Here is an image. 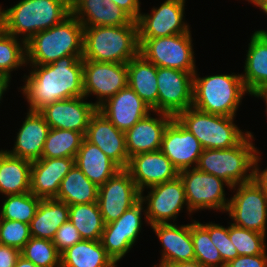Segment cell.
I'll return each mask as SVG.
<instances>
[{"instance_id":"d590c367","label":"cell","mask_w":267,"mask_h":267,"mask_svg":"<svg viewBox=\"0 0 267 267\" xmlns=\"http://www.w3.org/2000/svg\"><path fill=\"white\" fill-rule=\"evenodd\" d=\"M5 197L2 208H0V219L20 221L26 224H30L42 200L31 192Z\"/></svg>"},{"instance_id":"cb8c5ba5","label":"cell","mask_w":267,"mask_h":267,"mask_svg":"<svg viewBox=\"0 0 267 267\" xmlns=\"http://www.w3.org/2000/svg\"><path fill=\"white\" fill-rule=\"evenodd\" d=\"M75 158H40L32 162L30 192L40 197L55 198L65 175L74 167Z\"/></svg>"},{"instance_id":"9a60e30c","label":"cell","mask_w":267,"mask_h":267,"mask_svg":"<svg viewBox=\"0 0 267 267\" xmlns=\"http://www.w3.org/2000/svg\"><path fill=\"white\" fill-rule=\"evenodd\" d=\"M186 0H165L158 8H152L151 14L140 13L137 22L138 39L173 36L191 32L184 22Z\"/></svg>"},{"instance_id":"11a10c76","label":"cell","mask_w":267,"mask_h":267,"mask_svg":"<svg viewBox=\"0 0 267 267\" xmlns=\"http://www.w3.org/2000/svg\"><path fill=\"white\" fill-rule=\"evenodd\" d=\"M262 0H248V2H251L255 6H257Z\"/></svg>"},{"instance_id":"d6986e66","label":"cell","mask_w":267,"mask_h":267,"mask_svg":"<svg viewBox=\"0 0 267 267\" xmlns=\"http://www.w3.org/2000/svg\"><path fill=\"white\" fill-rule=\"evenodd\" d=\"M160 150L180 172L196 167L204 149L199 140L173 118L165 128Z\"/></svg>"},{"instance_id":"5bb4252c","label":"cell","mask_w":267,"mask_h":267,"mask_svg":"<svg viewBox=\"0 0 267 267\" xmlns=\"http://www.w3.org/2000/svg\"><path fill=\"white\" fill-rule=\"evenodd\" d=\"M193 75L179 69L157 67L158 112L175 118L192 106Z\"/></svg>"},{"instance_id":"ffe728a7","label":"cell","mask_w":267,"mask_h":267,"mask_svg":"<svg viewBox=\"0 0 267 267\" xmlns=\"http://www.w3.org/2000/svg\"><path fill=\"white\" fill-rule=\"evenodd\" d=\"M98 110L123 132L153 112L129 85L104 102Z\"/></svg>"},{"instance_id":"d4e9b609","label":"cell","mask_w":267,"mask_h":267,"mask_svg":"<svg viewBox=\"0 0 267 267\" xmlns=\"http://www.w3.org/2000/svg\"><path fill=\"white\" fill-rule=\"evenodd\" d=\"M49 125L39 111H29L19 128L13 149L5 150L9 155L37 161L41 158L49 132Z\"/></svg>"},{"instance_id":"ba28073f","label":"cell","mask_w":267,"mask_h":267,"mask_svg":"<svg viewBox=\"0 0 267 267\" xmlns=\"http://www.w3.org/2000/svg\"><path fill=\"white\" fill-rule=\"evenodd\" d=\"M139 54L156 67L196 72L191 32L139 39Z\"/></svg>"},{"instance_id":"83f0119b","label":"cell","mask_w":267,"mask_h":267,"mask_svg":"<svg viewBox=\"0 0 267 267\" xmlns=\"http://www.w3.org/2000/svg\"><path fill=\"white\" fill-rule=\"evenodd\" d=\"M75 165L98 187L121 170L98 146L85 138L75 156Z\"/></svg>"},{"instance_id":"7a4b0ae2","label":"cell","mask_w":267,"mask_h":267,"mask_svg":"<svg viewBox=\"0 0 267 267\" xmlns=\"http://www.w3.org/2000/svg\"><path fill=\"white\" fill-rule=\"evenodd\" d=\"M71 14L70 0H20L3 9L4 31L25 43Z\"/></svg>"},{"instance_id":"74e56055","label":"cell","mask_w":267,"mask_h":267,"mask_svg":"<svg viewBox=\"0 0 267 267\" xmlns=\"http://www.w3.org/2000/svg\"><path fill=\"white\" fill-rule=\"evenodd\" d=\"M195 260L207 267H225L220 252L212 243L209 232L196 220L191 223Z\"/></svg>"},{"instance_id":"ee69618b","label":"cell","mask_w":267,"mask_h":267,"mask_svg":"<svg viewBox=\"0 0 267 267\" xmlns=\"http://www.w3.org/2000/svg\"><path fill=\"white\" fill-rule=\"evenodd\" d=\"M225 267H267L266 250L259 255H242L229 261Z\"/></svg>"},{"instance_id":"30bf717a","label":"cell","mask_w":267,"mask_h":267,"mask_svg":"<svg viewBox=\"0 0 267 267\" xmlns=\"http://www.w3.org/2000/svg\"><path fill=\"white\" fill-rule=\"evenodd\" d=\"M185 188L188 210L192 213L201 210L226 212L230 199L225 197V187H231L223 179L204 173L197 167L179 172Z\"/></svg>"},{"instance_id":"b9f144b4","label":"cell","mask_w":267,"mask_h":267,"mask_svg":"<svg viewBox=\"0 0 267 267\" xmlns=\"http://www.w3.org/2000/svg\"><path fill=\"white\" fill-rule=\"evenodd\" d=\"M199 223L209 232L211 241L217 247L225 264L239 256L235 246L229 238V226L224 227L212 222L205 224L201 222Z\"/></svg>"},{"instance_id":"ac0fdd59","label":"cell","mask_w":267,"mask_h":267,"mask_svg":"<svg viewBox=\"0 0 267 267\" xmlns=\"http://www.w3.org/2000/svg\"><path fill=\"white\" fill-rule=\"evenodd\" d=\"M85 100L82 96L56 101L39 112L50 128L73 130L85 136L90 119L98 109L93 102Z\"/></svg>"},{"instance_id":"bcb514c9","label":"cell","mask_w":267,"mask_h":267,"mask_svg":"<svg viewBox=\"0 0 267 267\" xmlns=\"http://www.w3.org/2000/svg\"><path fill=\"white\" fill-rule=\"evenodd\" d=\"M111 2L123 9L135 21L141 13L140 0H111Z\"/></svg>"},{"instance_id":"6da1fadb","label":"cell","mask_w":267,"mask_h":267,"mask_svg":"<svg viewBox=\"0 0 267 267\" xmlns=\"http://www.w3.org/2000/svg\"><path fill=\"white\" fill-rule=\"evenodd\" d=\"M83 55H68L48 65H30L20 89L29 111H40L60 100L84 96Z\"/></svg>"},{"instance_id":"836d02e7","label":"cell","mask_w":267,"mask_h":267,"mask_svg":"<svg viewBox=\"0 0 267 267\" xmlns=\"http://www.w3.org/2000/svg\"><path fill=\"white\" fill-rule=\"evenodd\" d=\"M69 220L82 239H101L105 224L97 202L69 205Z\"/></svg>"},{"instance_id":"7402d4cb","label":"cell","mask_w":267,"mask_h":267,"mask_svg":"<svg viewBox=\"0 0 267 267\" xmlns=\"http://www.w3.org/2000/svg\"><path fill=\"white\" fill-rule=\"evenodd\" d=\"M177 223H159L151 226L162 244V254L159 265H166L195 260V251L191 237V223L176 225Z\"/></svg>"},{"instance_id":"484cf974","label":"cell","mask_w":267,"mask_h":267,"mask_svg":"<svg viewBox=\"0 0 267 267\" xmlns=\"http://www.w3.org/2000/svg\"><path fill=\"white\" fill-rule=\"evenodd\" d=\"M71 13L84 27L122 26L133 20L111 0H71Z\"/></svg>"},{"instance_id":"e575fe53","label":"cell","mask_w":267,"mask_h":267,"mask_svg":"<svg viewBox=\"0 0 267 267\" xmlns=\"http://www.w3.org/2000/svg\"><path fill=\"white\" fill-rule=\"evenodd\" d=\"M83 139L80 132L50 128L41 158H75Z\"/></svg>"},{"instance_id":"8d00e7d4","label":"cell","mask_w":267,"mask_h":267,"mask_svg":"<svg viewBox=\"0 0 267 267\" xmlns=\"http://www.w3.org/2000/svg\"><path fill=\"white\" fill-rule=\"evenodd\" d=\"M5 32L0 33V75L11 78V72L26 63V43Z\"/></svg>"},{"instance_id":"7bdbcfd3","label":"cell","mask_w":267,"mask_h":267,"mask_svg":"<svg viewBox=\"0 0 267 267\" xmlns=\"http://www.w3.org/2000/svg\"><path fill=\"white\" fill-rule=\"evenodd\" d=\"M82 238L77 228L72 224L70 220L63 223L56 231L55 237L52 240L53 244L57 248V251L61 254L69 247L81 241Z\"/></svg>"},{"instance_id":"4316f807","label":"cell","mask_w":267,"mask_h":267,"mask_svg":"<svg viewBox=\"0 0 267 267\" xmlns=\"http://www.w3.org/2000/svg\"><path fill=\"white\" fill-rule=\"evenodd\" d=\"M250 39L245 73H241V77L245 88L253 96L267 88V30H256Z\"/></svg>"},{"instance_id":"1f68e13d","label":"cell","mask_w":267,"mask_h":267,"mask_svg":"<svg viewBox=\"0 0 267 267\" xmlns=\"http://www.w3.org/2000/svg\"><path fill=\"white\" fill-rule=\"evenodd\" d=\"M61 267H117L100 240H84L61 253Z\"/></svg>"},{"instance_id":"3957f363","label":"cell","mask_w":267,"mask_h":267,"mask_svg":"<svg viewBox=\"0 0 267 267\" xmlns=\"http://www.w3.org/2000/svg\"><path fill=\"white\" fill-rule=\"evenodd\" d=\"M137 22L84 27L83 60L127 64L139 54Z\"/></svg>"},{"instance_id":"f546056e","label":"cell","mask_w":267,"mask_h":267,"mask_svg":"<svg viewBox=\"0 0 267 267\" xmlns=\"http://www.w3.org/2000/svg\"><path fill=\"white\" fill-rule=\"evenodd\" d=\"M69 220V205L55 198L42 199L30 222L31 237L53 240L58 228Z\"/></svg>"},{"instance_id":"e0dca14e","label":"cell","mask_w":267,"mask_h":267,"mask_svg":"<svg viewBox=\"0 0 267 267\" xmlns=\"http://www.w3.org/2000/svg\"><path fill=\"white\" fill-rule=\"evenodd\" d=\"M126 170L140 193L145 188L172 181L179 176V171L161 150L130 157Z\"/></svg>"},{"instance_id":"681fc988","label":"cell","mask_w":267,"mask_h":267,"mask_svg":"<svg viewBox=\"0 0 267 267\" xmlns=\"http://www.w3.org/2000/svg\"><path fill=\"white\" fill-rule=\"evenodd\" d=\"M10 79L11 78L9 76L0 75V101L2 100V97L5 93V91H7V89H9L8 87L10 84Z\"/></svg>"},{"instance_id":"7c38bea8","label":"cell","mask_w":267,"mask_h":267,"mask_svg":"<svg viewBox=\"0 0 267 267\" xmlns=\"http://www.w3.org/2000/svg\"><path fill=\"white\" fill-rule=\"evenodd\" d=\"M149 189L147 196L140 193V200L147 205L144 219L148 225L169 223L168 221L171 219L174 222L184 205L187 212L192 215V212L188 210L184 184L179 176L172 181L152 186Z\"/></svg>"},{"instance_id":"4dcf8cb0","label":"cell","mask_w":267,"mask_h":267,"mask_svg":"<svg viewBox=\"0 0 267 267\" xmlns=\"http://www.w3.org/2000/svg\"><path fill=\"white\" fill-rule=\"evenodd\" d=\"M32 162L0 150V193L19 195L30 192Z\"/></svg>"},{"instance_id":"52a82bcc","label":"cell","mask_w":267,"mask_h":267,"mask_svg":"<svg viewBox=\"0 0 267 267\" xmlns=\"http://www.w3.org/2000/svg\"><path fill=\"white\" fill-rule=\"evenodd\" d=\"M235 117L214 115L193 106L175 119L201 143L203 149H227L237 145L250 131L242 132Z\"/></svg>"},{"instance_id":"db71d44e","label":"cell","mask_w":267,"mask_h":267,"mask_svg":"<svg viewBox=\"0 0 267 267\" xmlns=\"http://www.w3.org/2000/svg\"><path fill=\"white\" fill-rule=\"evenodd\" d=\"M4 30L3 10L0 7V33Z\"/></svg>"},{"instance_id":"277c9868","label":"cell","mask_w":267,"mask_h":267,"mask_svg":"<svg viewBox=\"0 0 267 267\" xmlns=\"http://www.w3.org/2000/svg\"><path fill=\"white\" fill-rule=\"evenodd\" d=\"M84 26L71 13L61 23L26 42V63L48 65L68 55H83Z\"/></svg>"},{"instance_id":"44dd1931","label":"cell","mask_w":267,"mask_h":267,"mask_svg":"<svg viewBox=\"0 0 267 267\" xmlns=\"http://www.w3.org/2000/svg\"><path fill=\"white\" fill-rule=\"evenodd\" d=\"M84 138L98 146L121 169H126L129 156L125 132L118 130L98 109L90 119Z\"/></svg>"},{"instance_id":"2e32d148","label":"cell","mask_w":267,"mask_h":267,"mask_svg":"<svg viewBox=\"0 0 267 267\" xmlns=\"http://www.w3.org/2000/svg\"><path fill=\"white\" fill-rule=\"evenodd\" d=\"M140 200V191L126 169L119 170L98 187L97 203L104 224L117 220Z\"/></svg>"},{"instance_id":"f35d334b","label":"cell","mask_w":267,"mask_h":267,"mask_svg":"<svg viewBox=\"0 0 267 267\" xmlns=\"http://www.w3.org/2000/svg\"><path fill=\"white\" fill-rule=\"evenodd\" d=\"M21 256L38 267H61V254L52 240L31 237L21 250Z\"/></svg>"},{"instance_id":"f1b7e54d","label":"cell","mask_w":267,"mask_h":267,"mask_svg":"<svg viewBox=\"0 0 267 267\" xmlns=\"http://www.w3.org/2000/svg\"><path fill=\"white\" fill-rule=\"evenodd\" d=\"M128 85L152 109L158 112L157 67L141 54L127 63Z\"/></svg>"},{"instance_id":"ab89813d","label":"cell","mask_w":267,"mask_h":267,"mask_svg":"<svg viewBox=\"0 0 267 267\" xmlns=\"http://www.w3.org/2000/svg\"><path fill=\"white\" fill-rule=\"evenodd\" d=\"M229 224V238L239 256L259 255L267 250L265 234L236 226L230 222Z\"/></svg>"},{"instance_id":"f5cc1de1","label":"cell","mask_w":267,"mask_h":267,"mask_svg":"<svg viewBox=\"0 0 267 267\" xmlns=\"http://www.w3.org/2000/svg\"><path fill=\"white\" fill-rule=\"evenodd\" d=\"M256 7H259V9L267 14V0H262Z\"/></svg>"},{"instance_id":"d6a6232c","label":"cell","mask_w":267,"mask_h":267,"mask_svg":"<svg viewBox=\"0 0 267 267\" xmlns=\"http://www.w3.org/2000/svg\"><path fill=\"white\" fill-rule=\"evenodd\" d=\"M98 186L91 182L76 166L65 175L55 199L67 205L88 204L97 202Z\"/></svg>"},{"instance_id":"8992f818","label":"cell","mask_w":267,"mask_h":267,"mask_svg":"<svg viewBox=\"0 0 267 267\" xmlns=\"http://www.w3.org/2000/svg\"><path fill=\"white\" fill-rule=\"evenodd\" d=\"M249 132L237 145L227 149H204L197 168L227 182L230 187L253 180L254 160L258 151Z\"/></svg>"},{"instance_id":"9c48e42d","label":"cell","mask_w":267,"mask_h":267,"mask_svg":"<svg viewBox=\"0 0 267 267\" xmlns=\"http://www.w3.org/2000/svg\"><path fill=\"white\" fill-rule=\"evenodd\" d=\"M231 189H237L226 209L232 224L266 235L267 194L254 179Z\"/></svg>"},{"instance_id":"f907efd6","label":"cell","mask_w":267,"mask_h":267,"mask_svg":"<svg viewBox=\"0 0 267 267\" xmlns=\"http://www.w3.org/2000/svg\"><path fill=\"white\" fill-rule=\"evenodd\" d=\"M14 267H38L29 260H26L24 257L20 256L14 265Z\"/></svg>"},{"instance_id":"5b68a950","label":"cell","mask_w":267,"mask_h":267,"mask_svg":"<svg viewBox=\"0 0 267 267\" xmlns=\"http://www.w3.org/2000/svg\"><path fill=\"white\" fill-rule=\"evenodd\" d=\"M245 93L241 74L193 75L192 106L214 115L235 117Z\"/></svg>"},{"instance_id":"816d5d0a","label":"cell","mask_w":267,"mask_h":267,"mask_svg":"<svg viewBox=\"0 0 267 267\" xmlns=\"http://www.w3.org/2000/svg\"><path fill=\"white\" fill-rule=\"evenodd\" d=\"M254 97H260L262 100L264 99L265 101V104H266V115H267V88L266 89H263L259 92H257L255 95H253Z\"/></svg>"},{"instance_id":"7dc6e473","label":"cell","mask_w":267,"mask_h":267,"mask_svg":"<svg viewBox=\"0 0 267 267\" xmlns=\"http://www.w3.org/2000/svg\"><path fill=\"white\" fill-rule=\"evenodd\" d=\"M260 151L258 150L254 160V181L263 189V191L267 194V167L261 171L259 168L258 162H260Z\"/></svg>"},{"instance_id":"60d3db41","label":"cell","mask_w":267,"mask_h":267,"mask_svg":"<svg viewBox=\"0 0 267 267\" xmlns=\"http://www.w3.org/2000/svg\"><path fill=\"white\" fill-rule=\"evenodd\" d=\"M31 239L30 225L14 220L0 219V244L22 250Z\"/></svg>"},{"instance_id":"c3c4849f","label":"cell","mask_w":267,"mask_h":267,"mask_svg":"<svg viewBox=\"0 0 267 267\" xmlns=\"http://www.w3.org/2000/svg\"><path fill=\"white\" fill-rule=\"evenodd\" d=\"M165 267H207V266L203 265L197 260H192V261L169 264V265H166Z\"/></svg>"},{"instance_id":"4fadbf2b","label":"cell","mask_w":267,"mask_h":267,"mask_svg":"<svg viewBox=\"0 0 267 267\" xmlns=\"http://www.w3.org/2000/svg\"><path fill=\"white\" fill-rule=\"evenodd\" d=\"M143 206V202L139 200L117 220L104 226L100 241L116 264L131 250L140 235L142 216H146Z\"/></svg>"},{"instance_id":"f6af8a7d","label":"cell","mask_w":267,"mask_h":267,"mask_svg":"<svg viewBox=\"0 0 267 267\" xmlns=\"http://www.w3.org/2000/svg\"><path fill=\"white\" fill-rule=\"evenodd\" d=\"M20 256V250L0 244V267H14Z\"/></svg>"},{"instance_id":"8fae6325","label":"cell","mask_w":267,"mask_h":267,"mask_svg":"<svg viewBox=\"0 0 267 267\" xmlns=\"http://www.w3.org/2000/svg\"><path fill=\"white\" fill-rule=\"evenodd\" d=\"M127 85V64L83 60L84 97L94 94L97 108Z\"/></svg>"},{"instance_id":"603a6c76","label":"cell","mask_w":267,"mask_h":267,"mask_svg":"<svg viewBox=\"0 0 267 267\" xmlns=\"http://www.w3.org/2000/svg\"><path fill=\"white\" fill-rule=\"evenodd\" d=\"M155 114L158 117L154 118L149 113L125 132L126 150L129 158L136 154L161 149L165 128L174 117L162 112H155Z\"/></svg>"}]
</instances>
